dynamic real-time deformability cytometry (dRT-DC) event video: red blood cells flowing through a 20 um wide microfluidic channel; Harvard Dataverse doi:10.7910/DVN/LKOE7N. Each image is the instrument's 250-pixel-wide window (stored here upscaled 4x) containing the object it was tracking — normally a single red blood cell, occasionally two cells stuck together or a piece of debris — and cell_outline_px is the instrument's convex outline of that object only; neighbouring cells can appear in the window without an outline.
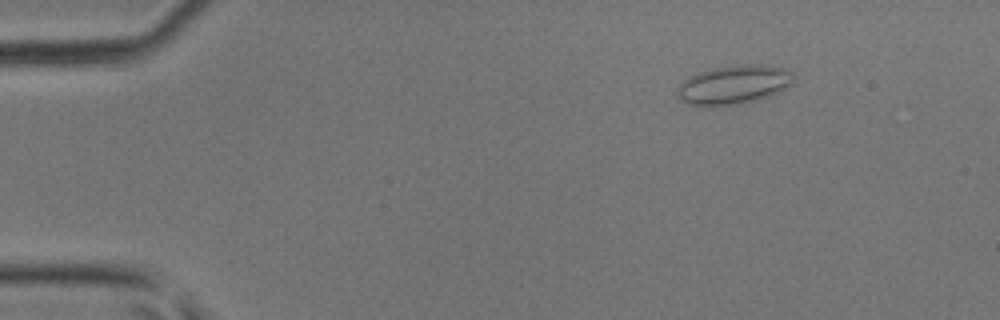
{"species": "common noctule bat (a hibernating species)", "species_latin": "Nyctalus noctula", "temperature_condition": "room temperature", "stored_images_in_passage": 4, "camera_frame_rate_fps": 3000, "um_per_image_px": 0.085, "animal": {"sex": "male", "body_mass_g": 17.9, "forearm_length_mm": 54.2}, "frame": {"image": 1, "passage_image": 2, "time_ms": 0.333, "image_size_px": [1000, 320], "cell_outline_px": [[792, 84], [768, 96], [756, 100], [736, 104], [712, 108], [688, 104], [680, 100], [676, 92], [676, 88], [688, 76], [696, 72], [712, 68], [748, 64], [760, 64], [784, 68], [792, 72]], "centroid_in_image_um": [62.29, 7.21], "position_along_channel_um": 22.7, "area_um2": 26.59}}